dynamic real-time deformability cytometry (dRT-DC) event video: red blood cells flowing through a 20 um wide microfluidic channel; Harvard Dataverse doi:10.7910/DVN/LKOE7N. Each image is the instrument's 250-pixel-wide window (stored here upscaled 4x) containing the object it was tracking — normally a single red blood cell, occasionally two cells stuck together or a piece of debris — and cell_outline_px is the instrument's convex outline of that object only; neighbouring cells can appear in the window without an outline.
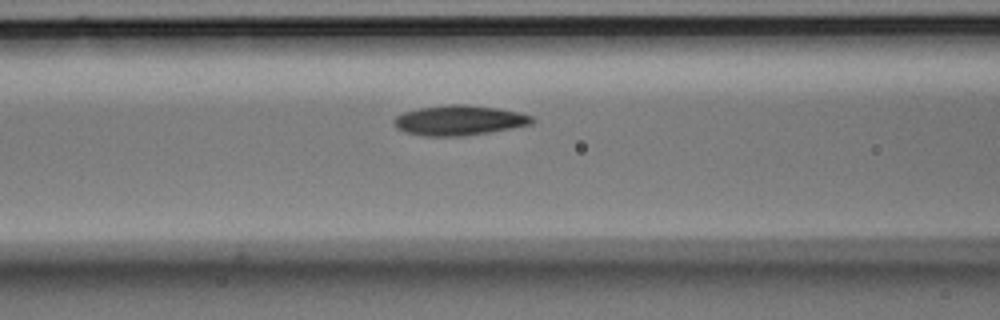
{"species": "Egyptian fruit bat (a non-hibernating species)", "species_latin": "Rousettus aegyptiacus", "temperature_condition": "room temperature", "stored_images_in_passage": 3, "camera_frame_rate_fps": 3000, "um_per_image_px": 0.085, "animal": {"sex": "male"}, "frame": {"image": 1, "passage_image": 3, "time_ms": 0.667, "image_size_px": [1000, 320], "cell_outline_px": [[536, 120], [532, 124], [512, 128], [464, 136], [424, 136], [404, 132], [396, 128], [392, 120], [396, 116], [404, 112], [420, 108], [452, 104], [464, 104], [496, 108], [516, 112], [532, 116]], "centroid_in_image_um": [39.0, 10.23], "position_along_channel_um": 127.6, "area_um2": 24.04}}